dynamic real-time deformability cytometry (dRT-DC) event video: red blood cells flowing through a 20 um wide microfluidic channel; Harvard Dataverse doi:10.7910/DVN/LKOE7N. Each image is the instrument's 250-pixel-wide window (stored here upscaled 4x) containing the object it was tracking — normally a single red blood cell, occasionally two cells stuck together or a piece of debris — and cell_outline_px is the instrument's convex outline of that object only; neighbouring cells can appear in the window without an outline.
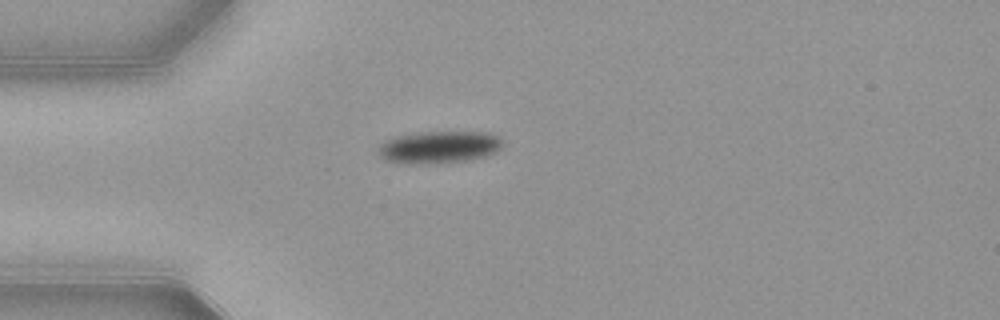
{"species": "common noctule bat (a hibernating species)", "species_latin": "Nyctalus noctula", "temperature_condition": "warm", "stored_images_in_passage": 40, "camera_frame_rate_fps": 3000, "um_per_image_px": 0.085, "animal": {"sex": "female", "body_mass_g": 21.9}, "frame": {"image": 1, "passage_image": 1, "time_ms": 0.0, "image_size_px": [1000, 320], "cell_outline_px": [[504, 144], [496, 152], [488, 156], [472, 160], [388, 160], [380, 156], [376, 148], [380, 144], [396, 136], [416, 132], [488, 132], [500, 136], [504, 140]], "centroid_in_image_um": [37.46, 12.42], "position_along_channel_um": 47.5, "area_um2": 22.31}}
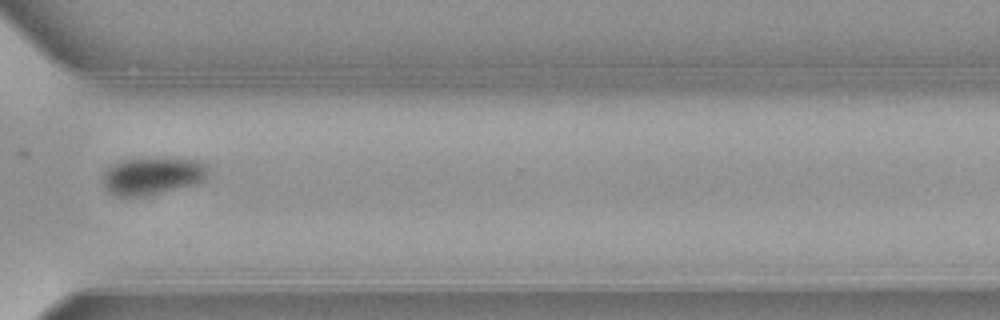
{"frame": {"image": 2, "passage_image": 26, "time_ms": 8.333, "image_size_px": [1000, 320], "cell_outline_px": [[212, 176], [196, 184], [144, 196], [116, 196], [108, 192], [104, 184], [104, 172], [112, 164], [120, 160], [136, 156], [168, 156], [200, 160], [208, 168]], "centroid_in_image_um": [13.01, 14.88], "position_along_channel_um": 357.6, "area_um2": 24.1}}
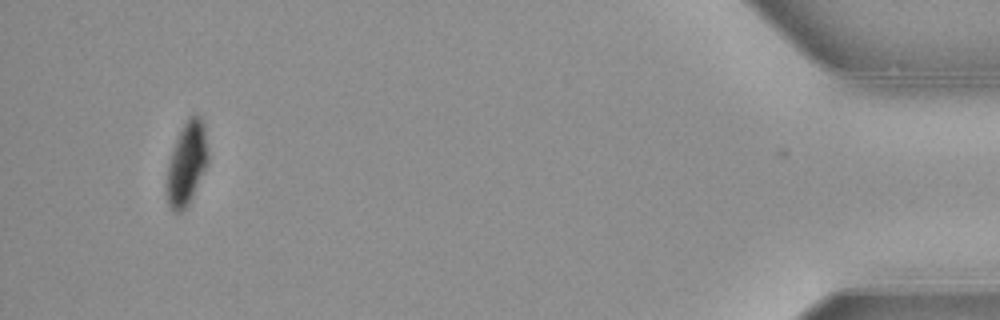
{"frame": {"image": 3, "passage_image": 37, "time_ms": 12.0, "image_size_px": [1000, 320], "cell_outline_px": [[208, 164], [184, 212], [172, 212], [168, 204], [168, 164], [176, 140], [188, 116], [196, 112], [200, 116], [204, 124], [208, 148]], "centroid_in_image_um": [15.91, 13.86], "position_along_channel_um": 419.3, "area_um2": 19.83}, "authors_computed_cell_mechanics": {"area_um2": 24.3916, "velocity_mm_per_s": 3.8802, "shape_relaxation_time_tau1_ms": 1.8221, "shape_relaxation_time_tau2_ms": null, "deformation_change_tau1": 0.1164, "deformation_change_tau2": null}}